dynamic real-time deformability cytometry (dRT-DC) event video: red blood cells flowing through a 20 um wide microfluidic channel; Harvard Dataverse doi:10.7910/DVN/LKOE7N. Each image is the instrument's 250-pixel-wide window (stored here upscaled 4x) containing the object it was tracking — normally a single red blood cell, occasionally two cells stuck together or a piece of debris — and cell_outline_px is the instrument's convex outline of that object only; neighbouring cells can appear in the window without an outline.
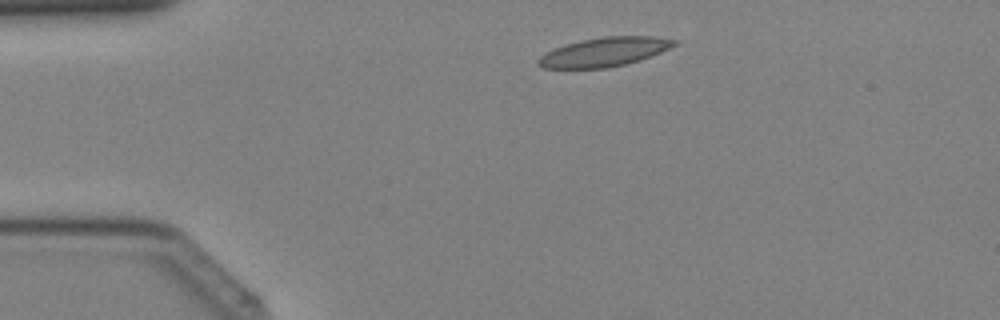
{"species": "Egyptian fruit bat (a non-hibernating species)", "species_latin": "Rousettus aegyptiacus", "temperature_condition": "cold", "stored_images_in_passage": 36, "camera_frame_rate_fps": 3000, "um_per_image_px": 0.085, "animal": {"sex": "female"}, "frame": {"image": 1, "passage_image": 4, "time_ms": 1.0, "image_size_px": [1000, 320], "cell_outline_px": [[680, 44], [640, 60], [624, 64], [604, 68], [544, 68], [536, 64], [536, 60], [544, 52], [564, 44], [580, 40], [604, 36], [656, 36], [680, 40]], "centroid_in_image_um": [51.38, 4.4], "position_along_channel_um": 33.6, "area_um2": 23.29}}
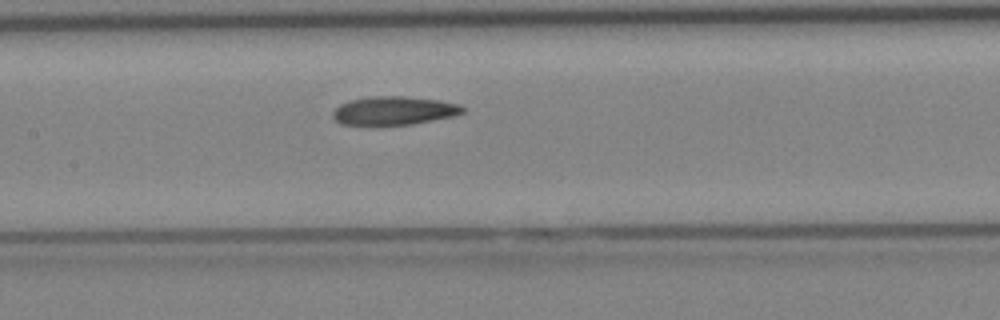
{"frame": {"image": 2, "passage_image": 15, "time_ms": 4.667, "image_size_px": [1000, 320], "cell_outline_px": [[464, 112], [452, 116], [412, 124], [380, 128], [340, 124], [332, 116], [332, 112], [340, 104], [352, 100], [372, 96], [404, 96], [436, 100], [460, 104], [464, 108]], "centroid_in_image_um": [33.41, 9.45], "position_along_channel_um": 174.0, "area_um2": 22.2}}
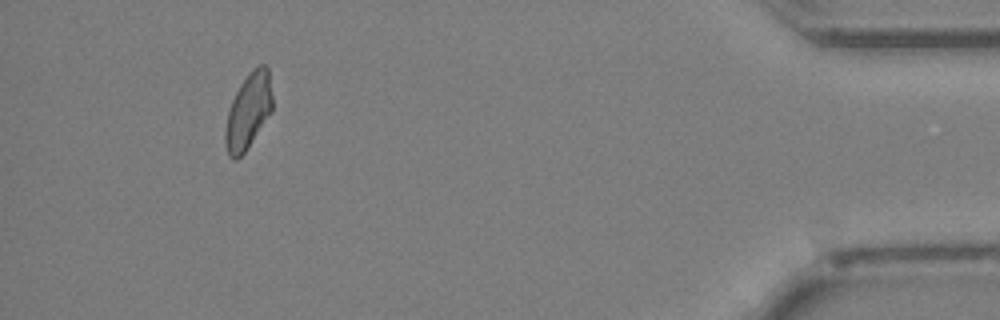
{"frame": {"image": 3, "passage_image": 33, "time_ms": 10.667, "image_size_px": [1000, 320], "cell_outline_px": [[272, 112], [248, 148], [236, 160], [232, 160], [228, 156], [224, 144], [224, 132], [228, 112], [232, 100], [240, 84], [248, 72], [252, 68], [260, 64], [264, 64], [268, 68], [272, 96]], "centroid_in_image_um": [21.09, 9.46], "position_along_channel_um": 414.1, "area_um2": 21.04}}